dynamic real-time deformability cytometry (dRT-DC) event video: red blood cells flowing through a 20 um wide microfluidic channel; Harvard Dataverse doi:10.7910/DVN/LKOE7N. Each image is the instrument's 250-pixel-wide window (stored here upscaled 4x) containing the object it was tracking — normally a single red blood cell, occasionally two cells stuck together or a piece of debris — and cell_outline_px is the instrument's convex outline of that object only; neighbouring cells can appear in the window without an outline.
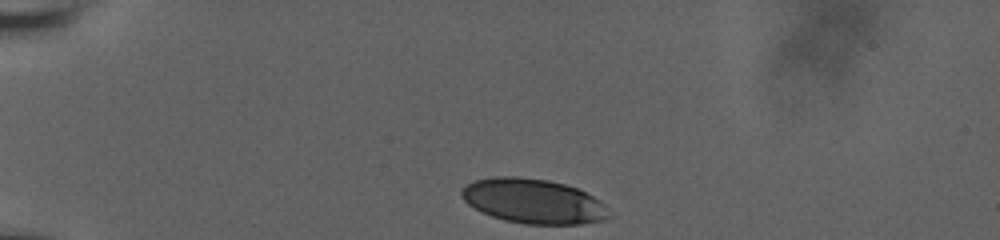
{"species": "human", "species_latin": "Homo sapiens", "temperature_condition": "room temperature", "stored_images_in_passage": 36, "camera_frame_rate_fps": 3000, "um_per_image_px": 0.085, "donor": {"sex": "male"}, "frame": {"image": 1, "passage_image": 1, "time_ms": 0.0, "image_size_px": [1000, 240], "cell_outline_px": [[612, 216], [604, 220], [580, 224], [524, 224], [504, 220], [492, 216], [468, 204], [460, 196], [460, 192], [468, 184], [476, 180], [496, 176], [516, 176], [548, 180], [564, 184], [576, 188], [600, 200], [604, 204]], "centroid_in_image_um": [45.35, 17.1], "position_along_channel_um": 39.6, "area_um2": 38.21}}
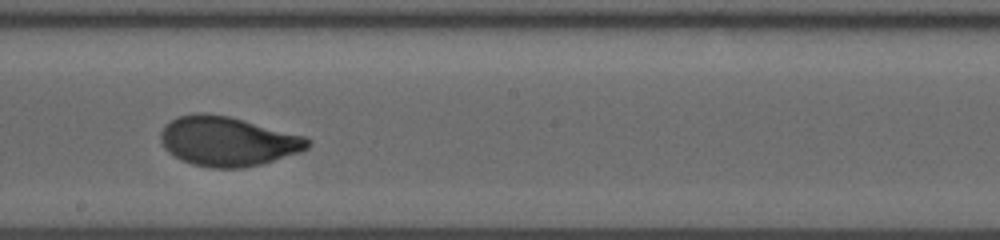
{"frame": {"image": 2, "passage_image": 21, "time_ms": 6.667, "image_size_px": [1000, 240], "cell_outline_px": [[312, 144], [308, 148], [300, 152], [260, 164], [244, 168], [212, 168], [192, 164], [180, 160], [168, 152], [164, 148], [160, 140], [160, 132], [164, 124], [176, 116], [196, 112], [204, 112], [228, 116], [308, 136], [312, 140]], "centroid_in_image_um": [19.35, 12.0], "position_along_channel_um": 228.9, "area_um2": 43.0}}
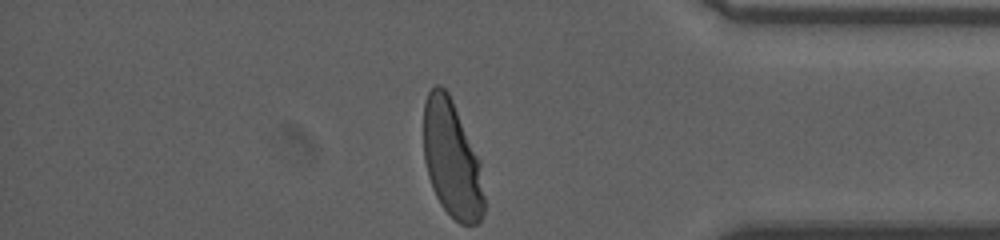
{"frame": {"image": 3, "passage_image": 36, "time_ms": 11.667, "image_size_px": [1000, 240], "cell_outline_px": [[484, 212], [480, 220], [476, 224], [460, 224], [440, 204], [432, 188], [428, 176], [424, 160], [424, 104], [428, 92], [436, 84], [440, 84], [448, 92], [452, 100], [480, 160], [484, 196]], "centroid_in_image_um": [38.41, 13.54], "position_along_channel_um": 396.8, "area_um2": 41.27}, "authors_computed_cell_mechanics": {"area_um2": 42.0206, "velocity_mm_per_s": 3.7325, "shape_relaxation_time_tau1_ms": 3.7867, "shape_relaxation_time_tau2_ms": null, "deformation_change_tau1": 0.1593, "deformation_change_tau2": null}}